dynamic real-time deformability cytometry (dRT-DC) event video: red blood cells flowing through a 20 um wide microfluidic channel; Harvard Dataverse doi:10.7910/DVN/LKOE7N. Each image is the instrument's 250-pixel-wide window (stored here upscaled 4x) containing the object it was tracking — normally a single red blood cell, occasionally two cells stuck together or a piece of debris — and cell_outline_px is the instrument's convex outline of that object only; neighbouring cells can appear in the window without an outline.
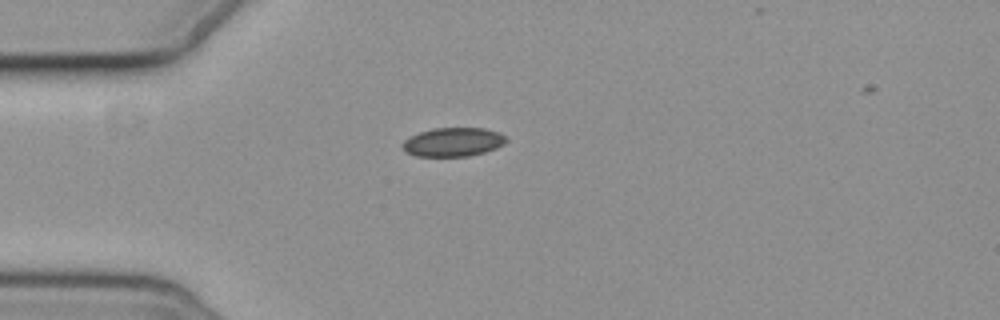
{"species": "common noctule bat (a hibernating species)", "species_latin": "Nyctalus noctula", "temperature_condition": "cold", "stored_images_in_passage": 5, "camera_frame_rate_fps": 3000, "um_per_image_px": 0.085, "animal": {"sex": "female", "body_mass_g": 19.3, "forearm_length_mm": 54.1}, "frame": {"image": 1, "passage_image": 1, "time_ms": 0.0, "image_size_px": [1000, 320], "cell_outline_px": [[508, 140], [504, 144], [496, 148], [484, 152], [468, 156], [416, 156], [404, 152], [400, 144], [404, 140], [420, 132], [432, 128], [484, 128], [500, 132]], "centroid_in_image_um": [38.5, 12.07], "position_along_channel_um": 46.5, "area_um2": 17.51}}
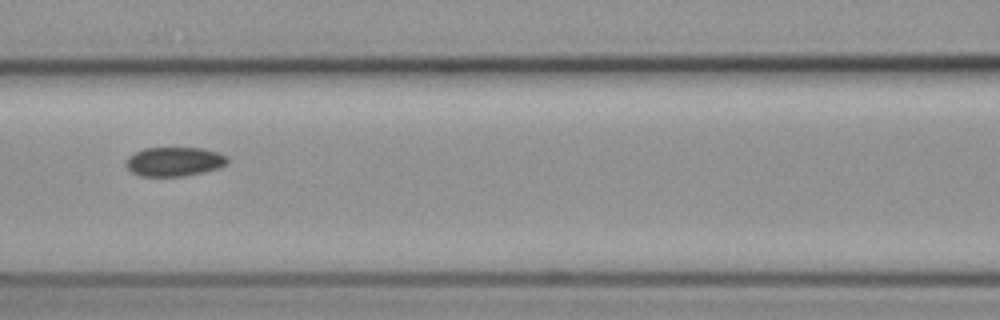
{"frame": {"image": 2, "passage_image": 4, "time_ms": 3.333, "image_size_px": [1000, 320], "cell_outline_px": [[228, 164], [220, 168], [204, 172], [184, 176], [140, 176], [132, 172], [124, 164], [128, 156], [144, 148], [204, 148], [228, 156]], "centroid_in_image_um": [14.83, 13.74], "position_along_channel_um": 151.8, "area_um2": 17.4}}
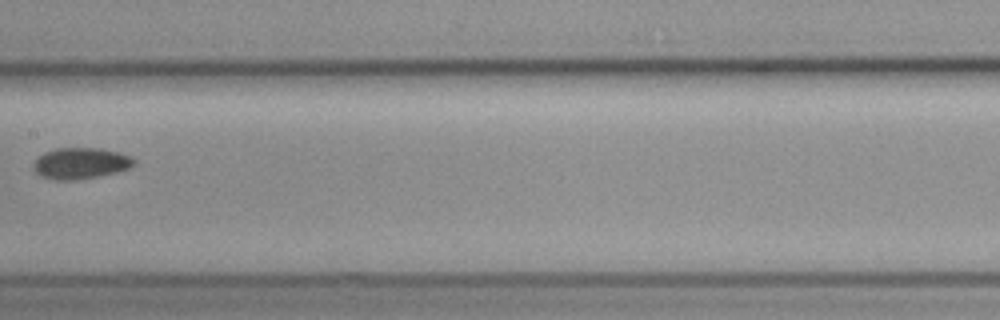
{"frame": {"image": 3, "passage_image": 5, "time_ms": 4.667, "image_size_px": [1000, 320], "cell_outline_px": [[136, 160], [132, 168], [116, 172], [96, 176], [72, 180], [56, 180], [44, 176], [36, 172], [32, 168], [32, 164], [44, 152], [56, 148], [100, 148], [120, 152]], "centroid_in_image_um": [6.87, 13.86], "position_along_channel_um": 200.5, "area_um2": 18.15}}